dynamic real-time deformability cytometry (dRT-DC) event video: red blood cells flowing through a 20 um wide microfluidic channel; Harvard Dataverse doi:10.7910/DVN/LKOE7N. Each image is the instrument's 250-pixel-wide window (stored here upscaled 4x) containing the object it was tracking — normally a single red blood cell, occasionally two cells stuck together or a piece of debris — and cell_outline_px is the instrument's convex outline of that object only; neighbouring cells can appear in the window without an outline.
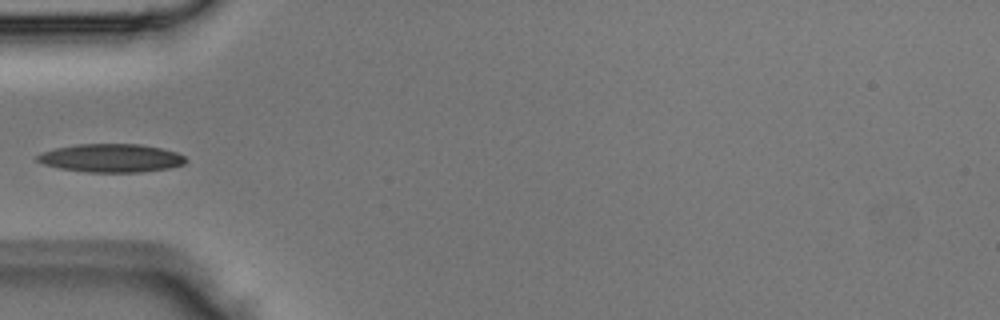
{"species": "Egyptian fruit bat (a non-hibernating species)", "species_latin": "Rousettus aegyptiacus", "temperature_condition": "room temperature", "stored_images_in_passage": 5, "camera_frame_rate_fps": 3000, "um_per_image_px": 0.085, "animal": {"sex": "male"}, "frame": {"image": 1, "passage_image": 5, "time_ms": 1.333, "image_size_px": [1000, 320], "cell_outline_px": [[188, 160], [184, 164], [168, 168], [140, 172], [88, 172], [60, 168], [44, 164], [36, 160], [36, 156], [44, 152], [56, 148], [76, 144], [140, 144], [160, 148], [176, 152], [184, 156]], "centroid_in_image_um": [9.46, 13.43], "position_along_channel_um": 75.5, "area_um2": 24.33}}